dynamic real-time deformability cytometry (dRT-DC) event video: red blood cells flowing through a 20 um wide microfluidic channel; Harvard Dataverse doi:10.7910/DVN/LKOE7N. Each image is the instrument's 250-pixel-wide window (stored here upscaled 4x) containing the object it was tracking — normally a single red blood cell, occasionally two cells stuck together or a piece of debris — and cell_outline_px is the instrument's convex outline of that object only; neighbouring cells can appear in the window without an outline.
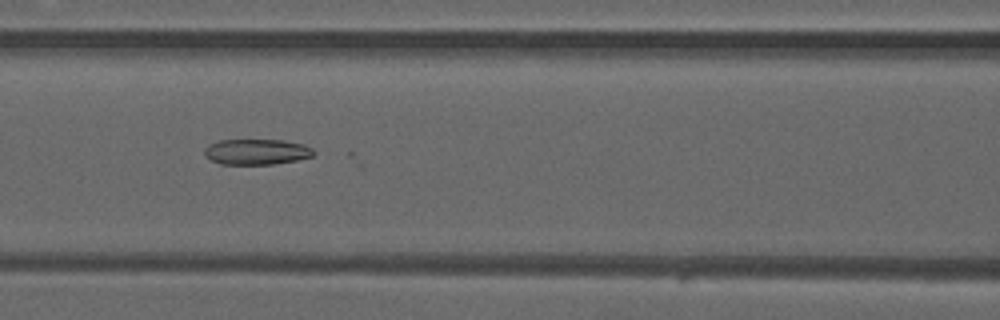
{"species": "common noctule bat (a hibernating species)", "species_latin": "Nyctalus noctula", "temperature_condition": "warm", "stored_images_in_passage": 6, "camera_frame_rate_fps": 3000, "um_per_image_px": 0.085, "animal": {"sex": "male", "forearm_length_mm": 52.5}, "frame": {"image": 1, "passage_image": 5, "time_ms": 1.333, "image_size_px": [1000, 320], "cell_outline_px": [[316, 152], [312, 156], [296, 160], [276, 164], [220, 164], [204, 156], [204, 148], [208, 144], [220, 140], [284, 140], [304, 144], [312, 148]], "centroid_in_image_um": [21.8, 12.9], "position_along_channel_um": 144.8, "area_um2": 16.42}}
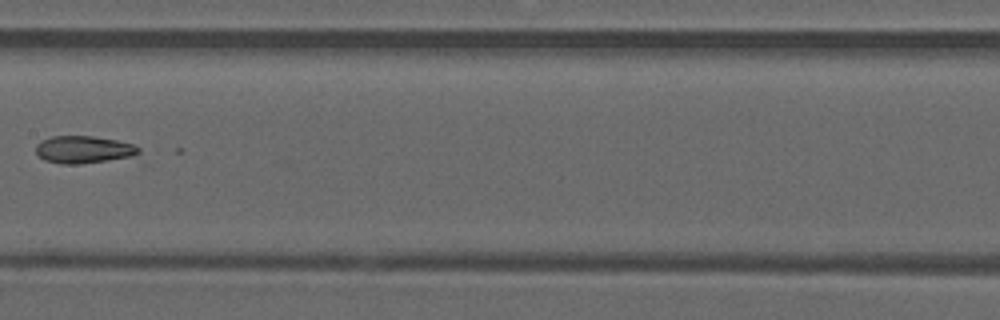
{"frame": {"image": 2, "passage_image": 6, "time_ms": 1.667, "image_size_px": [1000, 320], "cell_outline_px": [[140, 152], [132, 156], [108, 160], [80, 164], [60, 164], [44, 160], [36, 152], [36, 144], [40, 140], [52, 136], [92, 136], [116, 140], [136, 144], [140, 148]], "centroid_in_image_um": [7.1, 12.71], "position_along_channel_um": 200.3, "area_um2": 16.47}}